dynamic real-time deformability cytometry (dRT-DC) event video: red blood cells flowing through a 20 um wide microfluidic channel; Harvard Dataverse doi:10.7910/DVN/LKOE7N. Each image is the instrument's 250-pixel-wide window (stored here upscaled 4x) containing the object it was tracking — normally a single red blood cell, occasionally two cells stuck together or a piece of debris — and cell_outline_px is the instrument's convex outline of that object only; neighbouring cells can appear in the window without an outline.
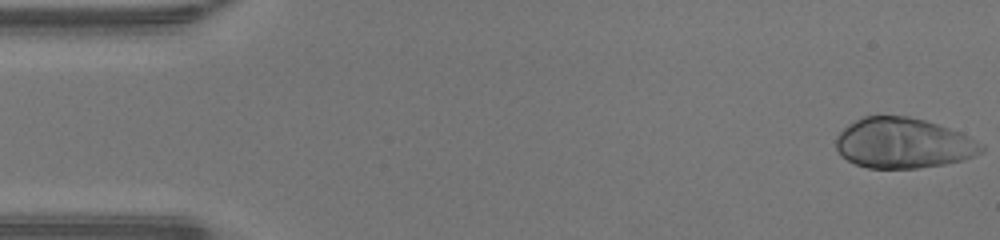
{"species": "human", "species_latin": "Homo sapiens", "temperature_condition": "warm", "stored_images_in_passage": 47, "camera_frame_rate_fps": 3000, "um_per_image_px": 0.085, "donor": {"sex": "male"}, "frame": {"image": 1, "passage_image": 1, "time_ms": 0.0, "image_size_px": [1000, 240], "cell_outline_px": [[984, 148], [980, 152], [964, 160], [944, 164], [916, 168], [868, 168], [856, 164], [840, 156], [836, 148], [836, 136], [848, 124], [864, 116], [908, 116], [924, 120], [960, 132], [968, 136]], "centroid_in_image_um": [76.72, 12.17], "position_along_channel_um": 8.3, "area_um2": 42.31}}
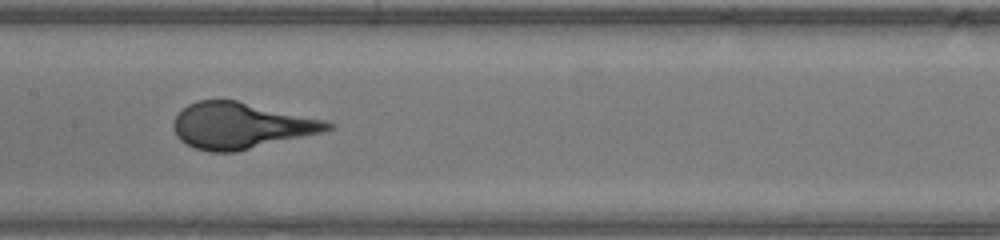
{"frame": {"image": 2, "passage_image": 23, "time_ms": 7.333, "image_size_px": [1000, 240], "cell_outline_px": [[336, 128], [324, 132], [236, 152], [208, 152], [196, 148], [180, 140], [176, 136], [172, 128], [172, 124], [176, 116], [188, 104], [196, 100], [236, 100], [324, 120], [336, 124]], "centroid_in_image_um": [20.48, 10.69], "position_along_channel_um": 186.9, "area_um2": 41.44}}
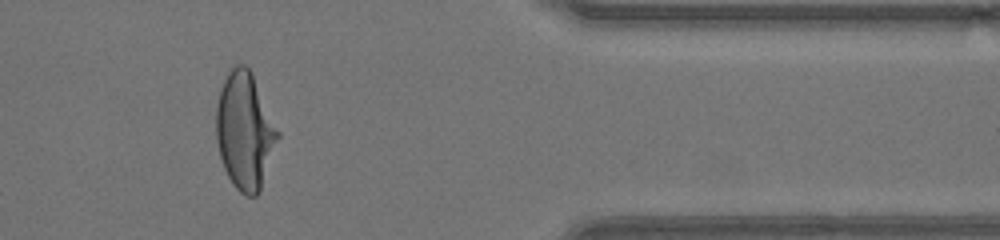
{"frame": {"image": 3, "passage_image": 39, "time_ms": 12.667, "image_size_px": [1000, 240], "cell_outline_px": [[280, 136], [260, 192], [256, 196], [248, 196], [240, 192], [236, 188], [228, 176], [224, 168], [220, 156], [216, 140], [216, 108], [220, 88], [228, 68], [236, 64], [244, 64], [252, 72], [280, 132]], "centroid_in_image_um": [20.81, 11.09], "position_along_channel_um": 390.6, "area_um2": 42.37}}